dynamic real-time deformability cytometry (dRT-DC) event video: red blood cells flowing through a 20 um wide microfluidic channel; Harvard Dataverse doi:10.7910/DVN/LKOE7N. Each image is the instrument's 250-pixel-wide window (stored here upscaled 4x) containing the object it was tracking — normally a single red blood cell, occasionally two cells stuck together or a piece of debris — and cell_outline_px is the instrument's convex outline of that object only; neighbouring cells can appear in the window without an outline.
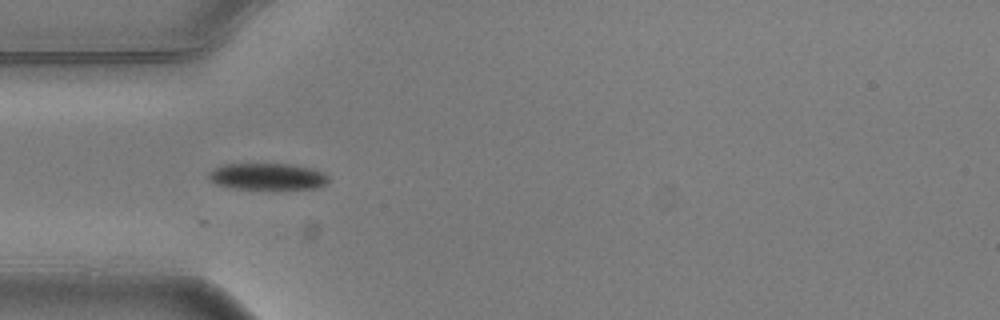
{"species": "common noctule bat (a hibernating species)", "species_latin": "Nyctalus noctula", "temperature_condition": "warm", "stored_images_in_passage": 4, "camera_frame_rate_fps": 3000, "um_per_image_px": 0.085, "animal": {"sex": "male", "body_mass_g": 20.5, "forearm_length_mm": 52.5}, "frame": {"image": 1, "passage_image": 3, "time_ms": 0.667, "image_size_px": [1000, 320], "cell_outline_px": [[328, 180], [324, 184], [316, 188], [232, 188], [216, 184], [208, 176], [208, 172], [212, 168], [220, 164], [292, 164], [312, 168], [324, 172], [328, 176]], "centroid_in_image_um": [22.7, 14.98], "position_along_channel_um": 62.3, "area_um2": 18.44}}
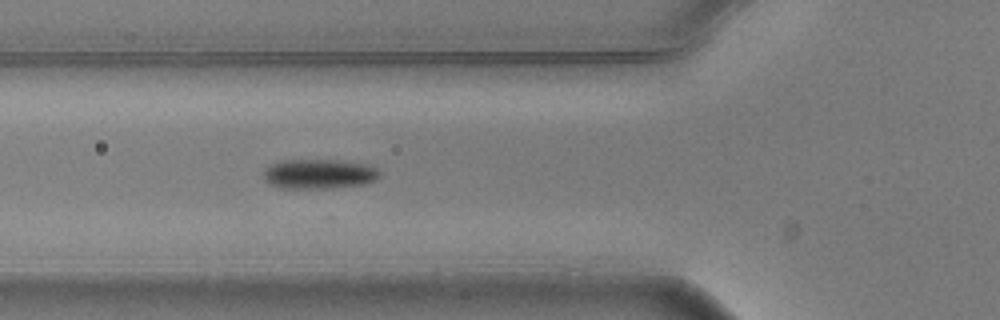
{"frame": {"image": 2, "passage_image": 4, "time_ms": 1.0, "image_size_px": [1000, 320], "cell_outline_px": [[380, 176], [376, 180], [364, 184], [324, 188], [276, 188], [268, 184], [264, 180], [264, 168], [280, 160], [340, 160], [368, 164], [380, 168]], "centroid_in_image_um": [27.12, 14.78], "position_along_channel_um": 98.7, "area_um2": 20.4}}